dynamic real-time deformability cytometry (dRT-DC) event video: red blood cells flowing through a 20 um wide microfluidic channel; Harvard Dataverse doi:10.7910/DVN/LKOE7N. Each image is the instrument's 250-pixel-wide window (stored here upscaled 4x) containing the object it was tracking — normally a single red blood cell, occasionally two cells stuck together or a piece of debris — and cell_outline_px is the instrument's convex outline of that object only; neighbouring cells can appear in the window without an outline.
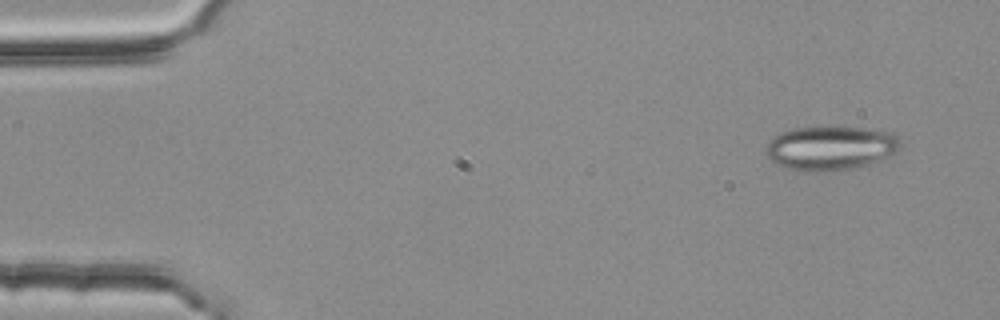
{"species": "common noctule bat (a hibernating species)", "species_latin": "Nyctalus noctula", "temperature_condition": "room temperature", "stored_images_in_passage": 3, "camera_frame_rate_fps": 3000, "um_per_image_px": 0.085, "animal": {"sex": "female", "body_mass_g": 25.1}, "frame": {"image": 1, "passage_image": 1, "time_ms": 0.0, "image_size_px": [1000, 320], "cell_outline_px": [[900, 148], [896, 152], [888, 156], [864, 164], [832, 172], [808, 172], [788, 168], [776, 164], [768, 156], [768, 144], [776, 136], [792, 128], [860, 128], [892, 132], [900, 140]], "centroid_in_image_um": [70.61, 12.6], "position_along_channel_um": 14.4, "area_um2": 33.7}}